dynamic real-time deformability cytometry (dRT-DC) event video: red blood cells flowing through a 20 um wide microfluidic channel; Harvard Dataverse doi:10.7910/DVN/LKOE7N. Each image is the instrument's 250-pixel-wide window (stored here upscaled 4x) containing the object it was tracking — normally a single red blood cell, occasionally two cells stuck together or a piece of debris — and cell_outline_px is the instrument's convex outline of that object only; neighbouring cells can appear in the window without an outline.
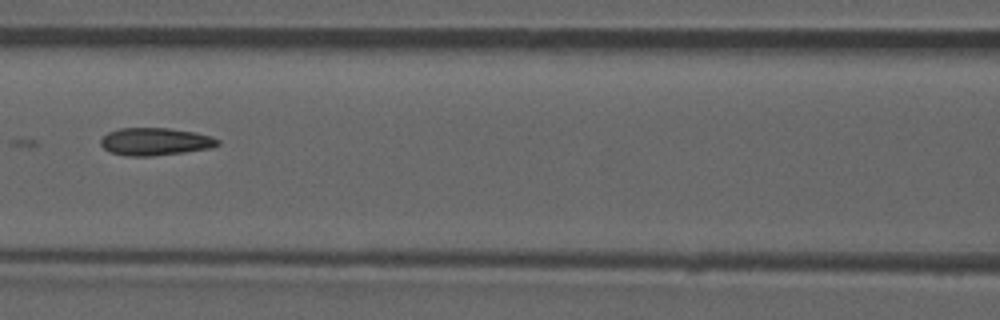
{"species": "common noctule bat (a hibernating species)", "species_latin": "Nyctalus noctula", "temperature_condition": "room temperature", "stored_images_in_passage": 6, "camera_frame_rate_fps": 3000, "um_per_image_px": 0.085, "animal": {"sex": "male", "forearm_length_mm": 52.5}, "frame": {"image": 1, "passage_image": 5, "time_ms": 4.667, "image_size_px": [1000, 320], "cell_outline_px": [[220, 144], [208, 148], [184, 152], [152, 156], [128, 156], [108, 152], [100, 144], [100, 140], [108, 132], [120, 128], [168, 128], [196, 132], [212, 136], [220, 140]], "centroid_in_image_um": [13.18, 12.03], "position_along_channel_um": 153.4, "area_um2": 18.84}}